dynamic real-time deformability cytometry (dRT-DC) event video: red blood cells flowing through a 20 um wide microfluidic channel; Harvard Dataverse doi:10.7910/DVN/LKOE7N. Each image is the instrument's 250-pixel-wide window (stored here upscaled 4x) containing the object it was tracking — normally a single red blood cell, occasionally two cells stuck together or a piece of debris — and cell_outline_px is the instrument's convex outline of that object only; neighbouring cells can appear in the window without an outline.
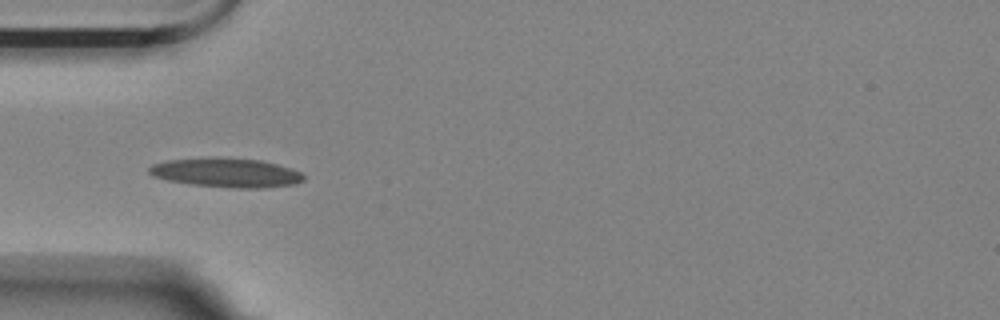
{"species": "Egyptian fruit bat (a non-hibernating species)", "species_latin": "Rousettus aegyptiacus", "temperature_condition": "room temperature", "stored_images_in_passage": 40, "camera_frame_rate_fps": 3000, "um_per_image_px": 0.085, "animal": {"sex": "female"}, "frame": {"image": 1, "passage_image": 1, "time_ms": 0.0, "image_size_px": [1000, 320], "cell_outline_px": [[304, 180], [296, 184], [264, 188], [232, 188], [192, 184], [168, 180], [152, 176], [148, 172], [148, 168], [152, 164], [168, 160], [212, 156], [216, 156], [260, 160], [292, 168], [300, 172], [304, 176]], "centroid_in_image_um": [19.23, 14.66], "position_along_channel_um": 65.8, "area_um2": 26.65}}
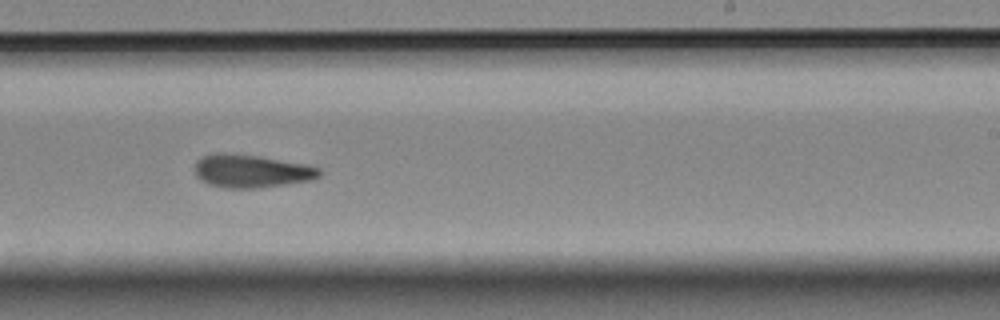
{"frame": {"image": 2, "passage_image": 18, "time_ms": 5.667, "image_size_px": [1000, 320], "cell_outline_px": [[324, 172], [320, 176], [312, 180], [256, 188], [224, 188], [208, 184], [200, 180], [196, 176], [196, 160], [204, 156], [220, 152], [256, 156], [304, 164], [320, 168]], "centroid_in_image_um": [21.36, 14.55], "position_along_channel_um": 267.6, "area_um2": 23.81}}
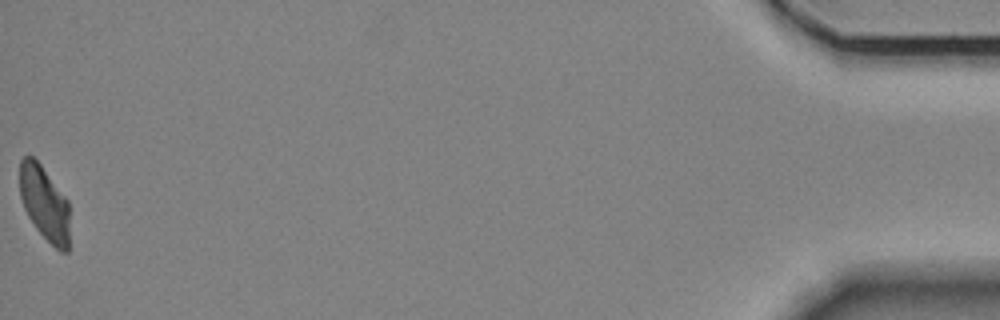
{"frame": {"image": 3, "passage_image": 40, "time_ms": 13.0, "image_size_px": [1000, 320], "cell_outline_px": [[68, 252], [60, 252], [36, 228], [28, 216], [24, 208], [20, 196], [20, 160], [24, 156], [32, 156], [40, 164], [68, 200]], "centroid_in_image_um": [3.77, 17.26], "position_along_channel_um": 431.4, "area_um2": 21.33}, "authors_computed_cell_mechanics": {"area_um2": 23.698, "velocity_mm_per_s": 3.5581, "shape_relaxation_time_tau1_ms": 9.906, "shape_relaxation_time_tau2_ms": 4.1992, "deformation_change_tau1": 0.257, "deformation_change_tau2": 0.1176}}